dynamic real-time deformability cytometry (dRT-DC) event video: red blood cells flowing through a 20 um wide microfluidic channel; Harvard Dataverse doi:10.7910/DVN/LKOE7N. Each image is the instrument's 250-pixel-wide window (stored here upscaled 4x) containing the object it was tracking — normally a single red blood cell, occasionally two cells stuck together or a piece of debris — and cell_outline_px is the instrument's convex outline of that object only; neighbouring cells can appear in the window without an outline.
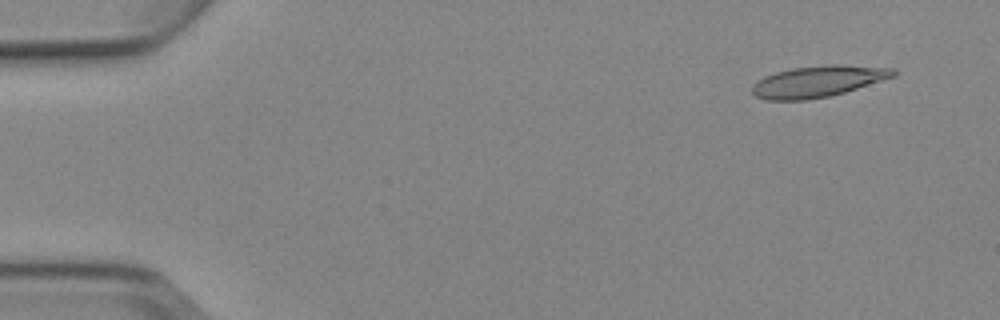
{"species": "Egyptian fruit bat (a non-hibernating species)", "species_latin": "Rousettus aegyptiacus", "temperature_condition": "cold", "stored_images_in_passage": 4, "camera_frame_rate_fps": 3000, "um_per_image_px": 0.085, "animal": {"sex": "female"}, "frame": {"image": 1, "passage_image": 1, "time_ms": 0.0, "image_size_px": [1000, 320], "cell_outline_px": [[896, 76], [832, 96], [808, 100], [764, 100], [756, 96], [752, 92], [752, 84], [764, 76], [776, 72], [792, 68], [828, 64], [840, 64], [896, 68]], "centroid_in_image_um": [69.54, 6.92], "position_along_channel_um": 15.5, "area_um2": 26.07}}
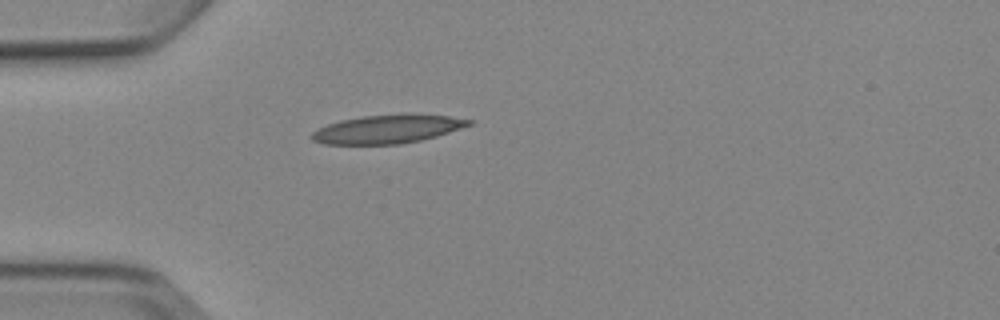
{"frame": {"image": 2, "passage_image": 4, "time_ms": 3.667, "image_size_px": [1000, 320], "cell_outline_px": [[472, 124], [436, 136], [420, 140], [400, 144], [324, 144], [312, 140], [308, 136], [316, 128], [340, 120], [360, 116], [404, 112], [408, 112], [448, 116], [472, 120]], "centroid_in_image_um": [32.89, 10.95], "position_along_channel_um": 52.1, "area_um2": 26.59}}